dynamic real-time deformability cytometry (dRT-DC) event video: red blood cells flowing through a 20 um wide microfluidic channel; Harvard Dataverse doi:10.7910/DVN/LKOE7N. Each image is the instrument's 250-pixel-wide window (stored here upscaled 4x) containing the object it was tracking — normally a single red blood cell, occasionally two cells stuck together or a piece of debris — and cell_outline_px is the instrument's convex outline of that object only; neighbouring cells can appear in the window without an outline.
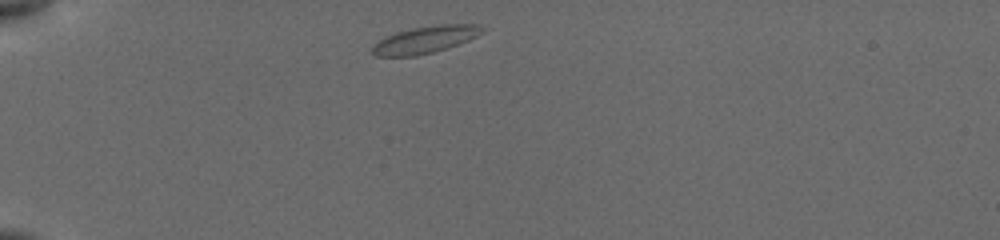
{"species": "common noctule bat (a hibernating species)", "species_latin": "Nyctalus noctula", "temperature_condition": "cold", "stored_images_in_passage": 39, "camera_frame_rate_fps": 3000, "um_per_image_px": 0.085, "animal": {"sex": "female", "body_mass_g": 19.5, "forearm_length_mm": 54.1}, "frame": {"image": 1, "passage_image": 1, "time_ms": 0.0, "image_size_px": [1000, 240], "cell_outline_px": [[484, 32], [468, 40], [432, 52], [416, 56], [376, 56], [372, 52], [372, 48], [380, 40], [396, 32], [412, 28], [440, 24], [480, 24], [484, 28]], "centroid_in_image_um": [36.17, 3.36], "position_along_channel_um": 48.8, "area_um2": 16.99}}
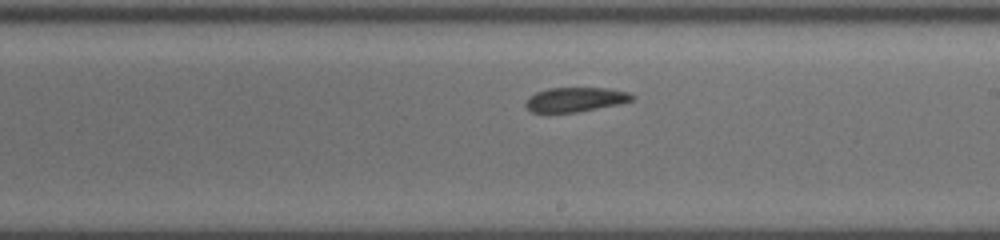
{"frame": {"image": 2, "passage_image": 18, "time_ms": 6.0, "image_size_px": [1000, 240], "cell_outline_px": [[636, 96], [632, 100], [620, 104], [576, 112], [532, 112], [524, 104], [528, 96], [536, 92], [548, 88], [608, 88], [628, 92]], "centroid_in_image_um": [48.91, 8.45], "position_along_channel_um": 240.1, "area_um2": 15.14}}
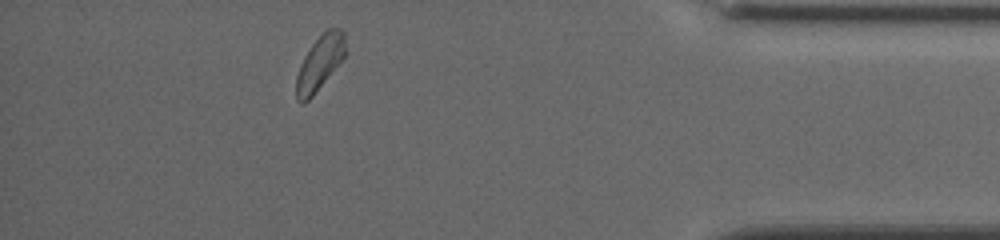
{"frame": {"image": 3, "passage_image": 34, "time_ms": 11.333, "image_size_px": [1000, 240], "cell_outline_px": [[348, 52], [312, 96], [304, 104], [300, 104], [296, 100], [296, 76], [300, 64], [304, 56], [312, 44], [328, 28], [340, 28], [344, 32]], "centroid_in_image_um": [27.19, 5.34], "position_along_channel_um": 408.0, "area_um2": 15.66}}